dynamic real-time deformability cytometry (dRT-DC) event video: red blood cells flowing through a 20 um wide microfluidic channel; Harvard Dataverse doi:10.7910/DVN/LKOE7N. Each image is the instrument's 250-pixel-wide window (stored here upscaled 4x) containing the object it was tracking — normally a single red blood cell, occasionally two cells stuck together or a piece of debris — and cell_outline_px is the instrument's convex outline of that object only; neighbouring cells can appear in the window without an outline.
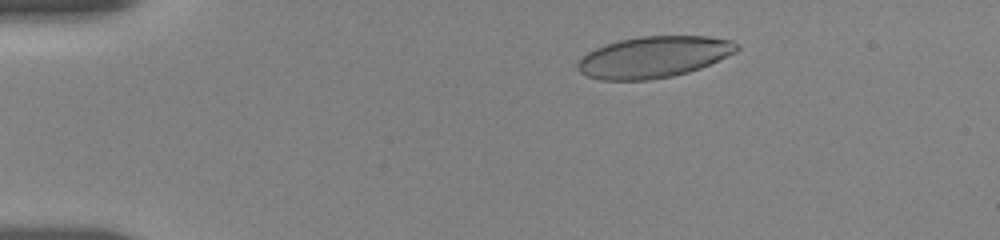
{"species": "human", "species_latin": "Homo sapiens", "temperature_condition": "room temperature", "stored_images_in_passage": 42, "camera_frame_rate_fps": 3000, "um_per_image_px": 0.085, "donor": {"sex": "female"}, "frame": {"image": 1, "passage_image": 12, "time_ms": 2.333, "image_size_px": [1000, 240], "cell_outline_px": [[740, 48], [736, 52], [700, 68], [688, 72], [672, 76], [648, 80], [600, 80], [588, 76], [580, 72], [576, 64], [588, 52], [604, 44], [620, 40], [640, 36], [708, 36], [732, 40], [740, 44]], "centroid_in_image_um": [55.59, 4.84], "position_along_channel_um": 29.4, "area_um2": 38.32}}
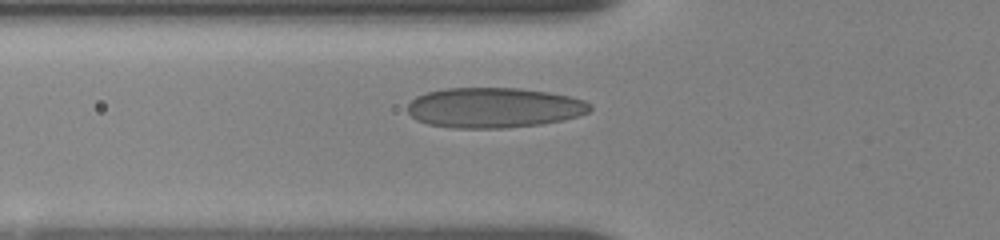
{"frame": {"image": 2, "passage_image": 30, "time_ms": 5.667, "image_size_px": [1000, 240], "cell_outline_px": [[592, 108], [588, 112], [580, 116], [564, 120], [540, 124], [508, 128], [452, 128], [428, 124], [416, 120], [408, 112], [408, 104], [416, 96], [428, 92], [444, 88], [520, 88], [548, 92], [568, 96], [584, 100], [592, 104]], "centroid_in_image_um": [42.0, 9.16], "position_along_channel_um": 83.8, "area_um2": 42.95}}
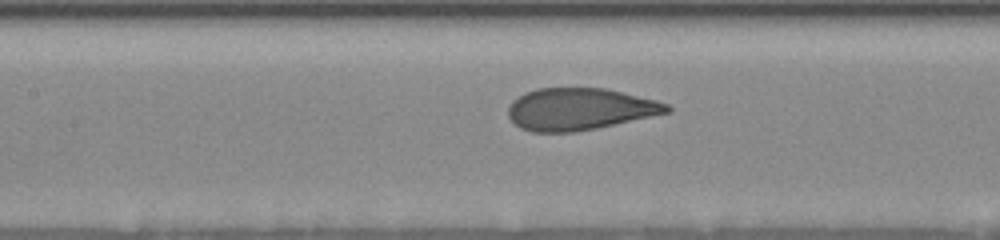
{"frame": {"image": 3, "passage_image": 38, "time_ms": 7.667, "image_size_px": [1000, 240], "cell_outline_px": [[672, 112], [596, 128], [572, 132], [532, 132], [520, 128], [508, 116], [508, 108], [512, 100], [524, 92], [536, 88], [604, 88], [656, 100], [668, 104], [672, 108]], "centroid_in_image_um": [49.26, 9.27], "position_along_channel_um": 158.1, "area_um2": 38.84}}